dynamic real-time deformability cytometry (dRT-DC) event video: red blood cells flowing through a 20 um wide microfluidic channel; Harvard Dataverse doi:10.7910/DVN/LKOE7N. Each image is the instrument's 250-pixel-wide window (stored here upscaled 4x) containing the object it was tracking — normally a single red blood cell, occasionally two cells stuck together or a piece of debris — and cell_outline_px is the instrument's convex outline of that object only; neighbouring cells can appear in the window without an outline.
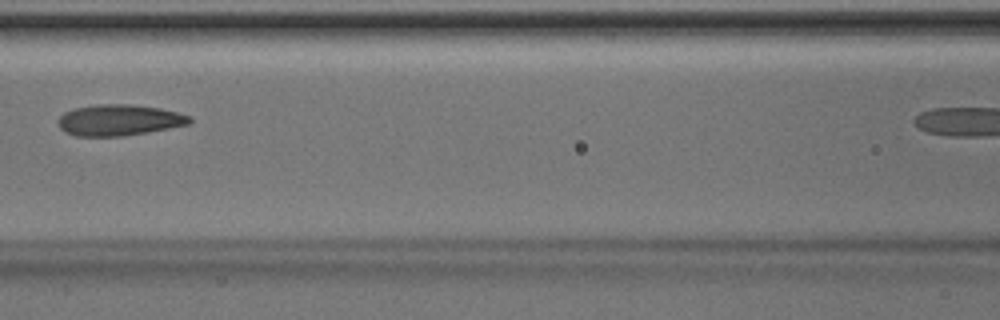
{"species": "Egyptian fruit bat (a non-hibernating species)", "species_latin": "Rousettus aegyptiacus", "temperature_condition": "room temperature", "stored_images_in_passage": 7, "camera_frame_rate_fps": 3000, "um_per_image_px": 0.085, "animal": {"sex": "male"}, "frame": {"image": 1, "passage_image": 5, "time_ms": 1.333, "image_size_px": [1000, 320], "cell_outline_px": [[192, 124], [148, 132], [120, 136], [76, 136], [64, 132], [60, 128], [56, 120], [64, 112], [72, 108], [96, 104], [132, 104], [160, 108], [176, 112], [188, 116], [192, 120]], "centroid_in_image_um": [10.09, 10.2], "position_along_channel_um": 156.5, "area_um2": 24.04}}